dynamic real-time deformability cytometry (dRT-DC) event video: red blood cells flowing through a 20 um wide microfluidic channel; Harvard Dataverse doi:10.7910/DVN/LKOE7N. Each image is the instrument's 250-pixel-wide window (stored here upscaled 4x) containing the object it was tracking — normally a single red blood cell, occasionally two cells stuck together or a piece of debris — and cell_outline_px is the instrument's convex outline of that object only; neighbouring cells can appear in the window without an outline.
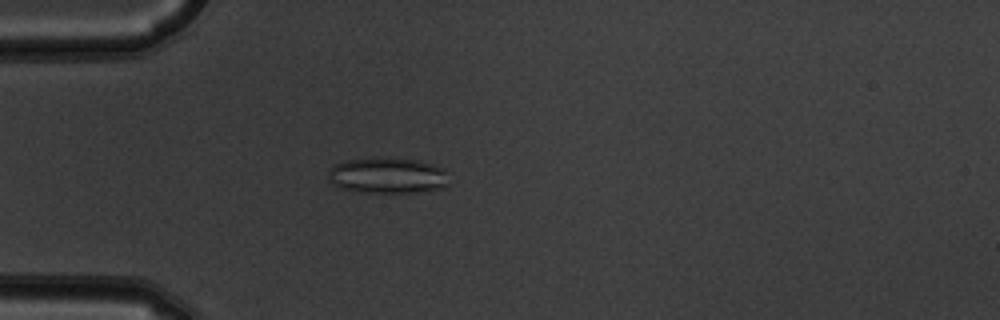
{"species": "common noctule bat (a hibernating species)", "species_latin": "Nyctalus noctula", "temperature_condition": "warm", "stored_images_in_passage": 5, "camera_frame_rate_fps": 3000, "um_per_image_px": 0.085, "animal": {"sex": "male", "body_mass_g": 19.5, "forearm_length_mm": 54.6}, "frame": {"image": 1, "passage_image": 4, "time_ms": 1.0, "image_size_px": [1000, 320], "cell_outline_px": [[448, 184], [444, 188], [416, 192], [356, 192], [340, 188], [332, 184], [328, 180], [328, 172], [336, 164], [344, 160], [372, 156], [416, 160], [432, 164], [444, 168]], "centroid_in_image_um": [32.89, 14.9], "position_along_channel_um": 52.1, "area_um2": 25.55}}